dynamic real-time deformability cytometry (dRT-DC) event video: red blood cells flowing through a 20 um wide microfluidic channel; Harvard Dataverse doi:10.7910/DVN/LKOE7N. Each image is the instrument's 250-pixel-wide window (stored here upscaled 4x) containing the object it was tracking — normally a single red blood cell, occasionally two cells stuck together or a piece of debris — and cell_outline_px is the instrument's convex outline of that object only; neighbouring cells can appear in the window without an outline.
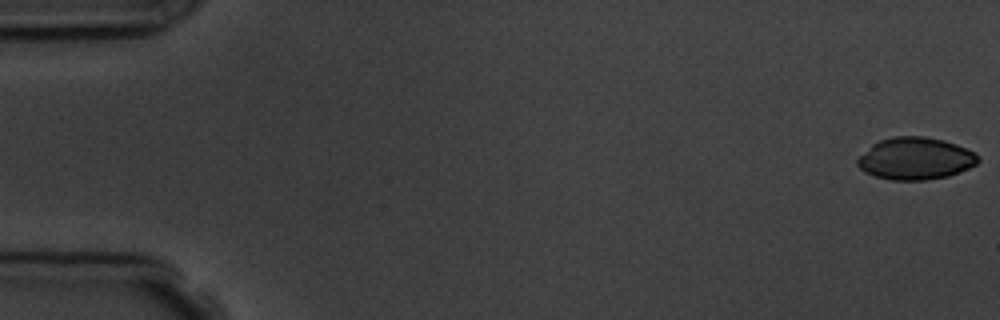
{"species": "common noctule bat (a hibernating species)", "species_latin": "Nyctalus noctula", "temperature_condition": "room temperature", "stored_images_in_passage": 8, "camera_frame_rate_fps": 3000, "um_per_image_px": 0.085, "animal": {"sex": "male", "body_mass_g": 19.5, "forearm_length_mm": 54.6}, "frame": {"image": 1, "passage_image": 1, "time_ms": 0.0, "image_size_px": [1000, 320], "cell_outline_px": [[980, 160], [976, 164], [968, 168], [948, 176], [924, 180], [892, 180], [876, 176], [864, 172], [856, 164], [856, 160], [872, 144], [880, 140], [892, 136], [924, 136], [944, 140], [956, 144], [976, 152], [980, 156]], "centroid_in_image_um": [77.82, 13.47], "position_along_channel_um": 7.2, "area_um2": 29.71}}